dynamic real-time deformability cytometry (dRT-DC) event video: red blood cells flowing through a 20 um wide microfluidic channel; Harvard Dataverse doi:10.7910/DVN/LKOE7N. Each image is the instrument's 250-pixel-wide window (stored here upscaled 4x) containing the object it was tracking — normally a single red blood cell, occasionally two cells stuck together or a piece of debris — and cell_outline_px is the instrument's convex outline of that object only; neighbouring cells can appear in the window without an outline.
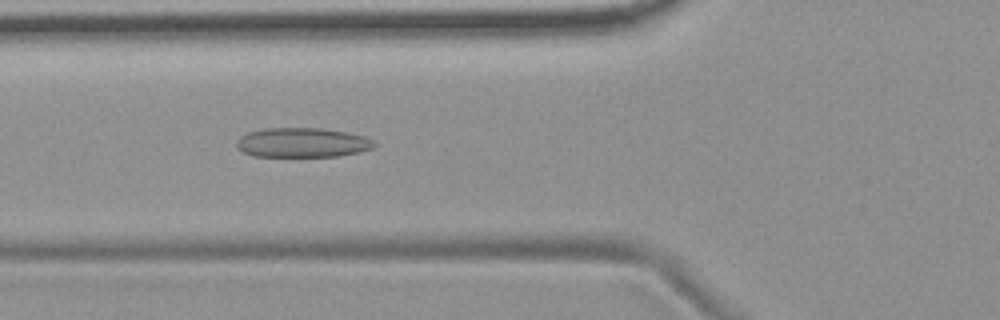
{"species": "common noctule bat (a hibernating species)", "species_latin": "Nyctalus noctula", "temperature_condition": "room temperature", "stored_images_in_passage": 43, "camera_frame_rate_fps": 3000, "um_per_image_px": 0.085, "animal": {"sex": "female", "body_mass_g": 19.9}, "frame": {"image": 1, "passage_image": 13, "time_ms": 4.0, "image_size_px": [1000, 320], "cell_outline_px": [[376, 144], [372, 148], [360, 152], [340, 156], [252, 156], [236, 148], [236, 144], [240, 136], [248, 132], [264, 128], [320, 128], [348, 132], [364, 136], [372, 140]], "centroid_in_image_um": [25.69, 12.12], "position_along_channel_um": 100.1, "area_um2": 23.76}}
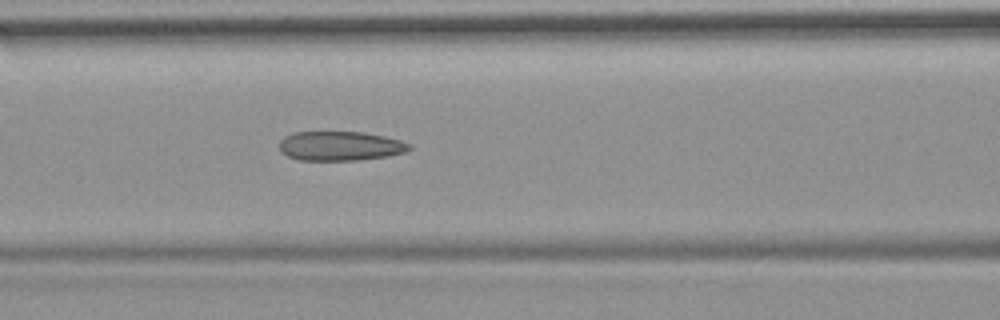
{"frame": {"image": 2, "passage_image": 16, "time_ms": 5.0, "image_size_px": [1000, 320], "cell_outline_px": [[412, 148], [404, 152], [388, 156], [356, 160], [300, 160], [288, 156], [280, 152], [280, 140], [284, 136], [292, 132], [364, 132], [384, 136], [400, 140], [412, 144]], "centroid_in_image_um": [28.91, 12.4], "position_along_channel_um": 137.7, "area_um2": 22.31}}
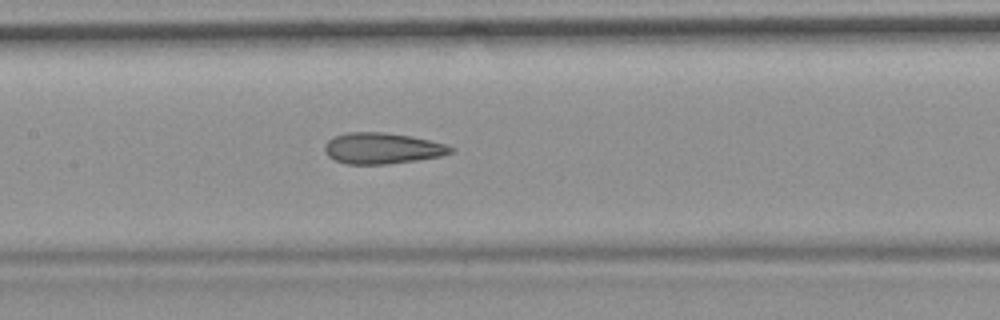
{"frame": {"image": 3, "passage_image": 19, "time_ms": 6.0, "image_size_px": [1000, 320], "cell_outline_px": [[456, 148], [452, 152], [440, 156], [416, 160], [388, 164], [348, 164], [336, 160], [328, 156], [324, 152], [324, 144], [332, 136], [348, 132], [384, 132], [412, 136], [444, 144]], "centroid_in_image_um": [32.45, 12.6], "position_along_channel_um": 174.9, "area_um2": 22.83}}